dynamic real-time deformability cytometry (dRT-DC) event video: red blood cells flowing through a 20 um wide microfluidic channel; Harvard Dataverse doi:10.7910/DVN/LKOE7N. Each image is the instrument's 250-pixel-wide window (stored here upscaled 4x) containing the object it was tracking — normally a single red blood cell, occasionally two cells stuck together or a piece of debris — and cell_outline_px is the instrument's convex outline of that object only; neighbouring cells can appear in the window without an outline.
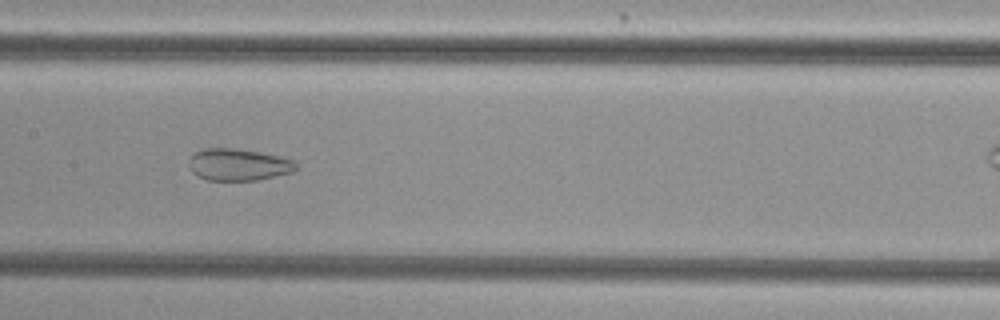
{"species": "common noctule bat (a hibernating species)", "species_latin": "Nyctalus noctula", "temperature_condition": "cold", "stored_images_in_passage": 27, "camera_frame_rate_fps": 3000, "um_per_image_px": 0.085, "animal": {"sex": "female", "body_mass_g": 29.2, "forearm_length_mm": 56.3}, "frame": {"image": 1, "passage_image": 10, "time_ms": 3.0, "image_size_px": [1000, 320], "cell_outline_px": [[300, 168], [292, 172], [256, 180], [208, 180], [192, 172], [188, 164], [188, 160], [196, 152], [204, 148], [236, 148], [260, 152], [280, 156], [292, 160]], "centroid_in_image_um": [20.27, 13.98], "position_along_channel_um": 187.1, "area_um2": 19.88}}
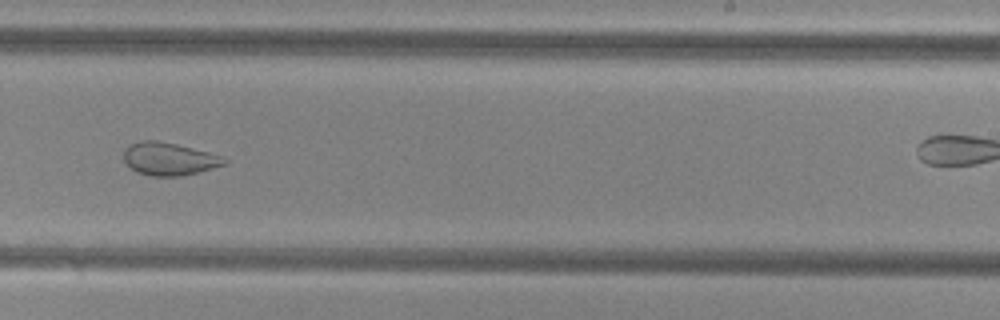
{"frame": {"image": 2, "passage_image": 17, "time_ms": 5.333, "image_size_px": [1000, 320], "cell_outline_px": [[228, 160], [224, 164], [212, 168], [180, 176], [152, 176], [136, 172], [124, 160], [124, 148], [128, 144], [144, 140], [156, 140], [176, 144], [224, 156]], "centroid_in_image_um": [14.35, 13.49], "position_along_channel_um": 274.7, "area_um2": 19.07}}
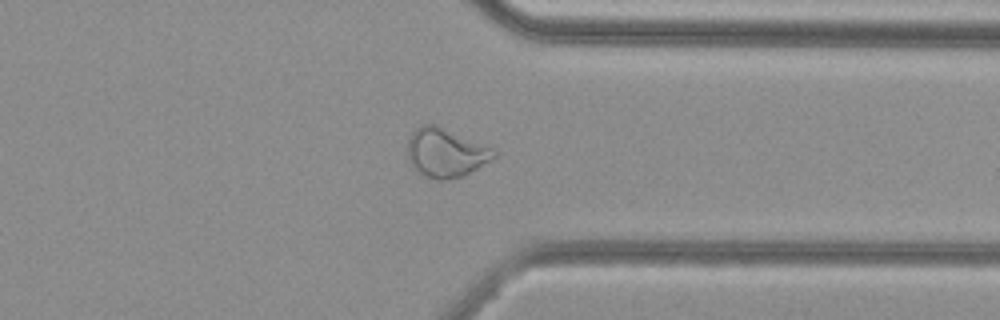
{"frame": {"image": 3, "passage_image": 25, "time_ms": 8.0, "image_size_px": [1000, 320], "cell_outline_px": [[496, 156], [464, 176], [448, 180], [436, 180], [420, 172], [412, 164], [408, 156], [408, 140], [412, 132], [420, 124], [436, 124], [492, 148], [496, 152]], "centroid_in_image_um": [37.88, 12.97], "position_along_channel_um": 373.5, "area_um2": 24.22}}